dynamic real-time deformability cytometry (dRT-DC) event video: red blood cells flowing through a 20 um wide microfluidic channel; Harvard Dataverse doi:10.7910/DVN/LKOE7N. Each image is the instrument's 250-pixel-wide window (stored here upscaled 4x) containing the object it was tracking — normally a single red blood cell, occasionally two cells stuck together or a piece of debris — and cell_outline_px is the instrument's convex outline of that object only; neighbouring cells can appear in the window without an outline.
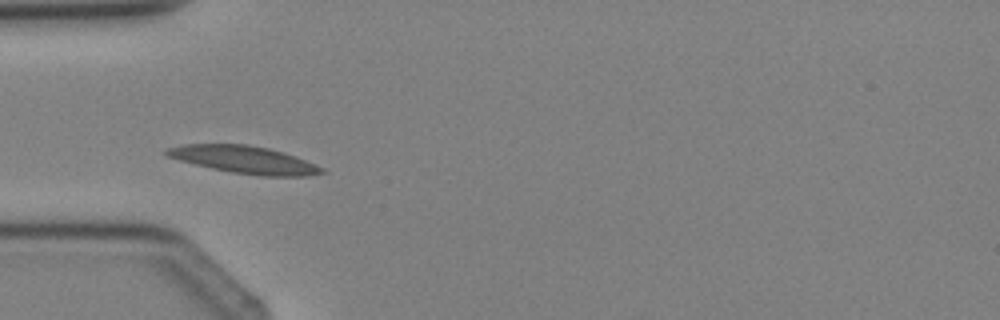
{"species": "Egyptian fruit bat (a non-hibernating species)", "species_latin": "Rousettus aegyptiacus", "temperature_condition": "cold", "stored_images_in_passage": 2, "camera_frame_rate_fps": 3000, "um_per_image_px": 0.085, "animal": {"sex": "female"}, "frame": {"image": 1, "passage_image": 2, "time_ms": 1.0, "image_size_px": [1000, 320], "cell_outline_px": [[328, 172], [308, 176], [260, 176], [232, 172], [212, 168], [164, 156], [164, 152], [168, 148], [184, 144], [248, 144], [268, 148], [284, 152], [296, 156], [324, 168]], "centroid_in_image_um": [20.8, 13.57], "position_along_channel_um": 64.2, "area_um2": 24.85}}